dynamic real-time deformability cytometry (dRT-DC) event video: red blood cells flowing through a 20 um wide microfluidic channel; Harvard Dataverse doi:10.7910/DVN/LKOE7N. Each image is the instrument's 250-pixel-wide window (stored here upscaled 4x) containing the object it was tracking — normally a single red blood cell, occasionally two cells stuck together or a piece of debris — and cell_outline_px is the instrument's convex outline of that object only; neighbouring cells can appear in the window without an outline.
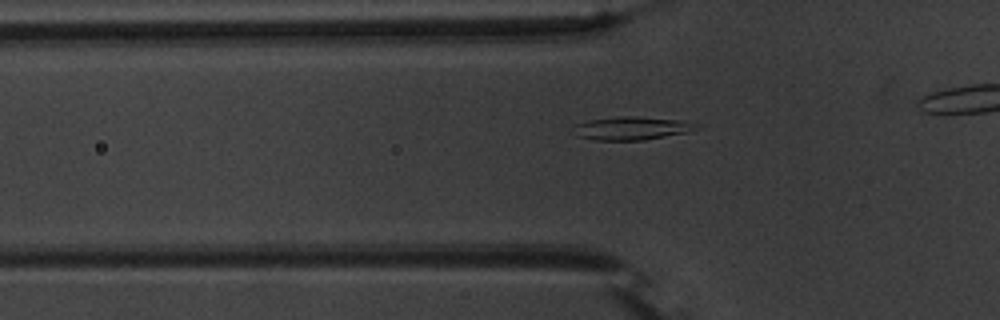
{"species": "common noctule bat (a hibernating species)", "species_latin": "Nyctalus noctula", "temperature_condition": "warm", "stored_images_in_passage": 36, "camera_frame_rate_fps": 3000, "um_per_image_px": 0.085, "animal": {"sex": "male", "body_mass_g": 20.1, "forearm_length_mm": 53.5}, "frame": {"image": 1, "passage_image": 10, "time_ms": 3.0, "image_size_px": [1000, 320], "cell_outline_px": [[700, 128], [688, 132], [644, 140], [596, 140], [580, 136], [576, 124], [588, 120], [616, 116], [636, 116], [684, 120]], "centroid_in_image_um": [53.76, 10.89], "position_along_channel_um": 72.0, "area_um2": 16.3}}
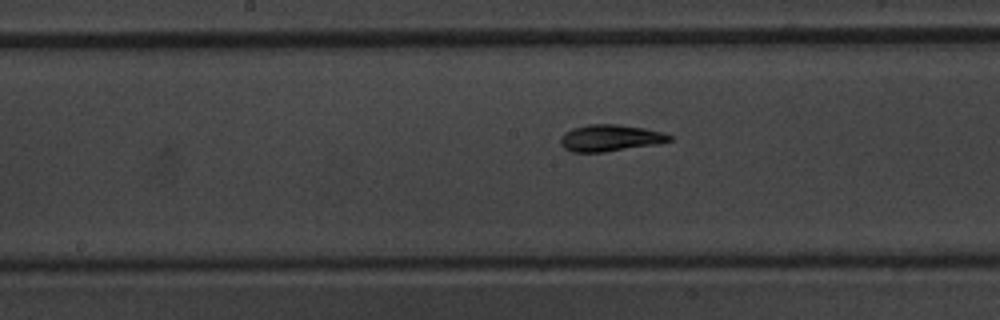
{"frame": {"image": 2, "passage_image": 20, "time_ms": 6.333, "image_size_px": [1000, 320], "cell_outline_px": [[672, 140], [660, 144], [604, 152], [572, 152], [564, 148], [560, 144], [560, 136], [564, 132], [572, 128], [588, 124], [616, 124], [644, 128], [660, 132], [672, 136]], "centroid_in_image_um": [51.84, 11.73], "position_along_channel_um": 196.4, "area_um2": 17.05}}
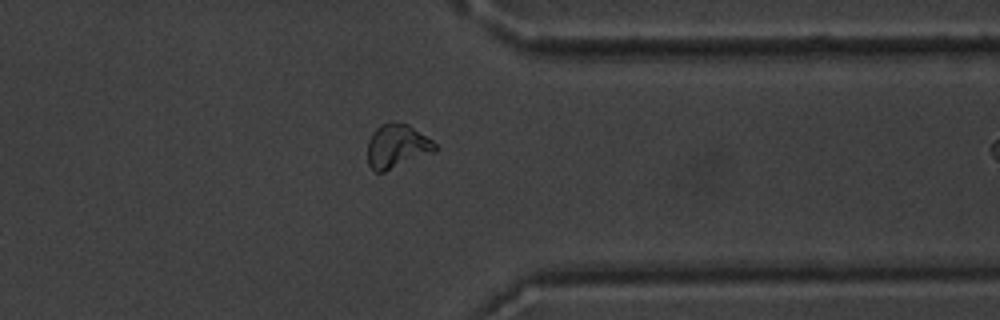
{"frame": {"image": 3, "passage_image": 35, "time_ms": 11.333, "image_size_px": [1000, 320], "cell_outline_px": [[436, 152], [384, 172], [376, 172], [368, 164], [368, 140], [372, 132], [380, 124], [388, 120], [392, 120], [408, 124], [432, 140], [436, 144]], "centroid_in_image_um": [33.74, 12.4], "position_along_channel_um": 377.7, "area_um2": 17.57}}